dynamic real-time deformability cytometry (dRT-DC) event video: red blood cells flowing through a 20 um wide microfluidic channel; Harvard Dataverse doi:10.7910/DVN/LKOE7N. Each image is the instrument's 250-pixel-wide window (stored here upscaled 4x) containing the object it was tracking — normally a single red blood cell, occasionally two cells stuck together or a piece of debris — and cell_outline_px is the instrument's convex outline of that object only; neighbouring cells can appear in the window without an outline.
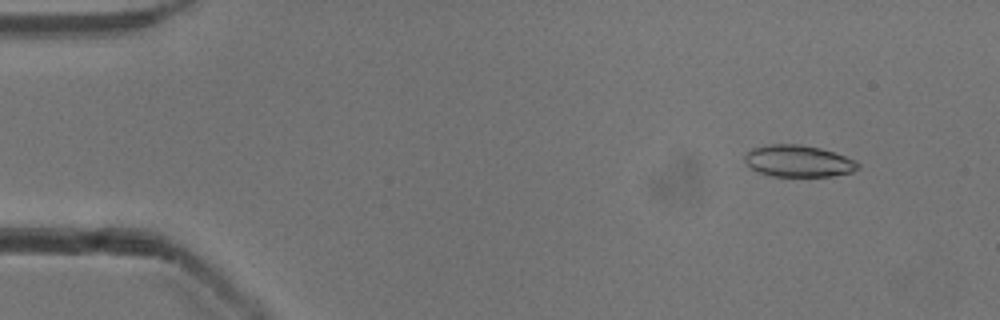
{"species": "common noctule bat (a hibernating species)", "species_latin": "Nyctalus noctula", "temperature_condition": "cold", "stored_images_in_passage": 53, "camera_frame_rate_fps": 3000, "um_per_image_px": 0.085, "animal": {"sex": "male", "body_mass_g": 13.3}, "frame": {"image": 1, "passage_image": 5, "time_ms": 1.333, "image_size_px": [1000, 320], "cell_outline_px": [[860, 168], [852, 172], [832, 176], [768, 176], [756, 172], [744, 160], [744, 156], [752, 148], [768, 144], [800, 144], [820, 148], [856, 160], [860, 164]], "centroid_in_image_um": [67.86, 13.69], "position_along_channel_um": 17.1, "area_um2": 21.04}}
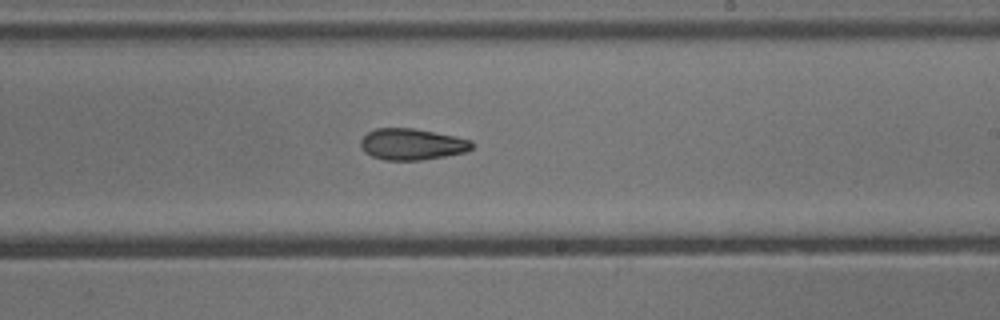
{"frame": {"image": 2, "passage_image": 31, "time_ms": 10.0, "image_size_px": [1000, 320], "cell_outline_px": [[476, 144], [472, 148], [464, 152], [444, 156], [420, 160], [384, 160], [372, 156], [364, 152], [360, 144], [360, 140], [368, 132], [376, 128], [412, 128], [456, 136], [472, 140]], "centroid_in_image_um": [35.02, 12.26], "position_along_channel_um": 254.0, "area_um2": 20.35}}
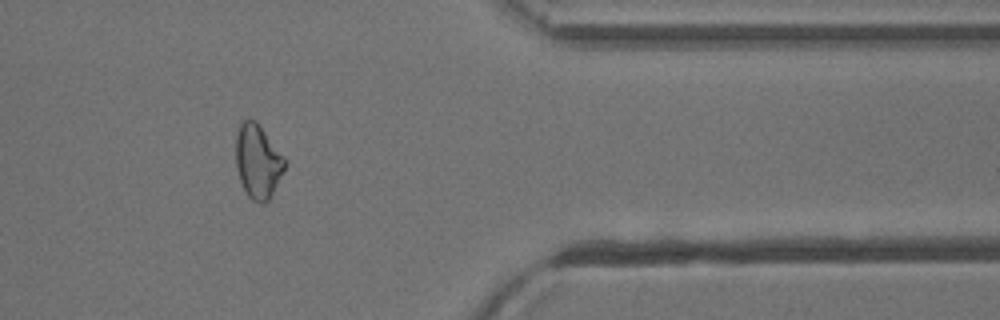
{"frame": {"image": 3, "passage_image": 43, "time_ms": 14.0, "image_size_px": [1000, 320], "cell_outline_px": [[284, 168], [268, 200], [264, 204], [260, 204], [252, 200], [248, 196], [240, 180], [236, 168], [236, 132], [240, 124], [244, 120], [256, 120], [284, 156]], "centroid_in_image_um": [21.89, 13.7], "position_along_channel_um": 389.5, "area_um2": 20.75}}